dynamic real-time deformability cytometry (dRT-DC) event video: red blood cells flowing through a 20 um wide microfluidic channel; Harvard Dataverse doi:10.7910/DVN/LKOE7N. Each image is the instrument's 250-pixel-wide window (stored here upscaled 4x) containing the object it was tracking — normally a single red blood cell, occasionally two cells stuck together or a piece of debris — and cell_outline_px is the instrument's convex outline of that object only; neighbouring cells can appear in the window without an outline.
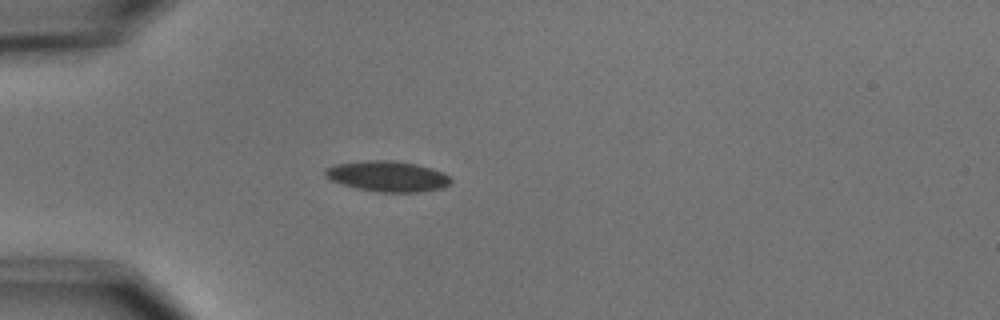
{"species": "common noctule bat (a hibernating species)", "species_latin": "Nyctalus noctula", "temperature_condition": "cold", "stored_images_in_passage": 3, "camera_frame_rate_fps": 3000, "um_per_image_px": 0.085, "animal": {"sex": "male", "body_mass_g": 15.6}, "frame": {"image": 1, "passage_image": 3, "time_ms": 2.333, "image_size_px": [1000, 320], "cell_outline_px": [[452, 184], [444, 188], [420, 192], [376, 192], [356, 188], [340, 184], [324, 176], [324, 168], [336, 164], [364, 160], [396, 160], [416, 164], [432, 168], [444, 172], [452, 176]], "centroid_in_image_um": [32.98, 14.98], "position_along_channel_um": 52.0, "area_um2": 22.95}}